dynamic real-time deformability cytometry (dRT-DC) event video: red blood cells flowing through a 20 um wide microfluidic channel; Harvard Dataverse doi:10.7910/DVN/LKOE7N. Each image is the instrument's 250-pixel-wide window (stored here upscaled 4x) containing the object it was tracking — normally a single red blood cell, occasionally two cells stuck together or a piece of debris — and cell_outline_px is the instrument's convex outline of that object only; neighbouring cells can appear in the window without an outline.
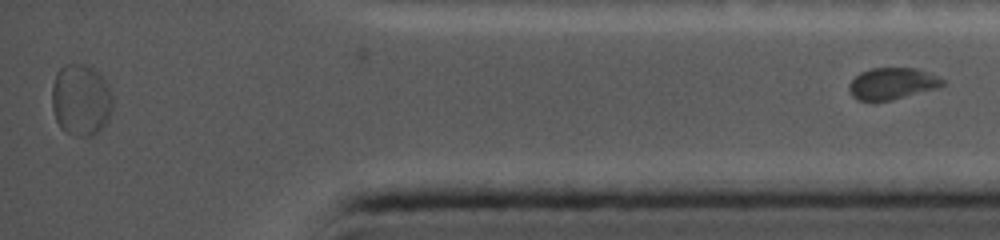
{"species": "common noctule bat (a hibernating species)", "species_latin": "Nyctalus noctula", "temperature_condition": "cold", "stored_images_in_passage": 95, "segment_of_instrument_passage": [2, 2], "camera_frame_rate_fps": 5000, "um_per_image_px": 0.085, "animal": {"sex": "female", "body_mass_g": 19.0, "forearm_length_mm": 56.7}, "frame": {"image": 1, "passage_image": 95, "time_ms": 18.2, "image_size_px": [1000, 240], "cell_outline_px": [[944, 84], [936, 88], [888, 100], [856, 100], [852, 96], [848, 88], [848, 84], [860, 72], [872, 68], [916, 68], [940, 76], [944, 80]], "centroid_in_image_um": [75.82, 7.08], "position_along_channel_um": 359.4, "area_um2": 16.99}}